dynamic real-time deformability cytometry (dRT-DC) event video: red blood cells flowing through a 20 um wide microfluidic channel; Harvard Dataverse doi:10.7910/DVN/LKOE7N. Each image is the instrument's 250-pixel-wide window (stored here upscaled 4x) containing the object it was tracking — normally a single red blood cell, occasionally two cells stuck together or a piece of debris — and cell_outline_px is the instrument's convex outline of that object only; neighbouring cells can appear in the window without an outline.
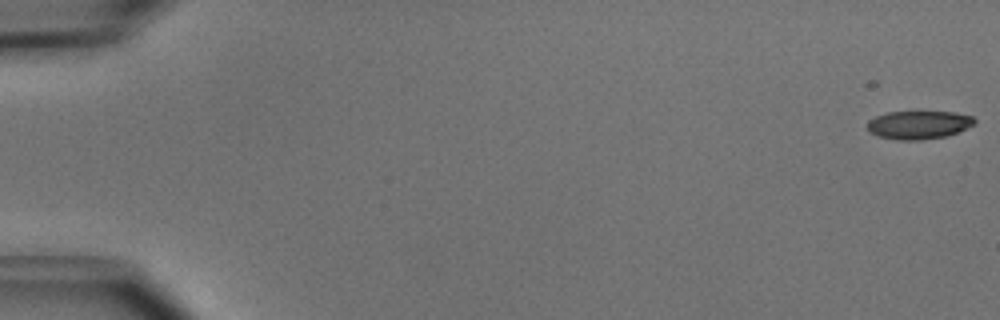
{"species": "common noctule bat (a hibernating species)", "species_latin": "Nyctalus noctula", "temperature_condition": "cold", "stored_images_in_passage": 19, "camera_frame_rate_fps": 3000, "um_per_image_px": 0.085, "animal": {"sex": "male", "body_mass_g": 15.6}, "frame": {"image": 1, "passage_image": 1, "time_ms": 0.0, "image_size_px": [1000, 320], "cell_outline_px": [[976, 124], [948, 136], [920, 140], [896, 140], [880, 136], [868, 132], [868, 120], [876, 116], [888, 112], [956, 112], [972, 116], [976, 120]], "centroid_in_image_um": [78.11, 10.61], "position_along_channel_um": 6.9, "area_um2": 17.74}}
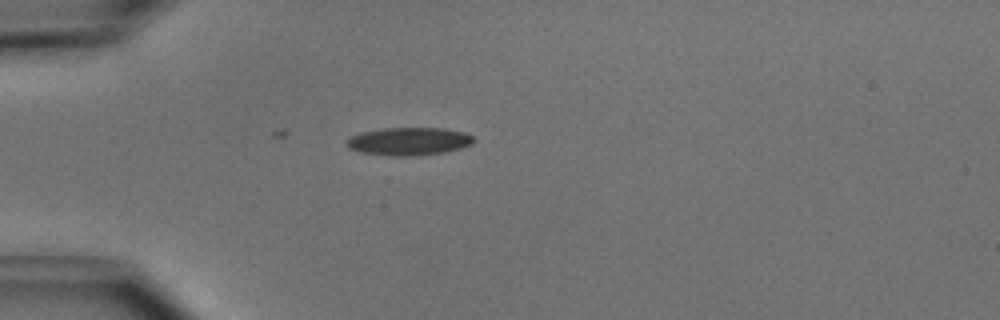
{"frame": {"image": 2, "passage_image": 15, "time_ms": 4.667, "image_size_px": [1000, 320], "cell_outline_px": [[476, 140], [472, 144], [460, 148], [444, 152], [420, 156], [392, 156], [360, 152], [348, 148], [344, 140], [360, 132], [380, 128], [444, 128], [464, 132], [472, 136]], "centroid_in_image_um": [34.73, 12.01], "position_along_channel_um": 50.3, "area_um2": 20.92}}